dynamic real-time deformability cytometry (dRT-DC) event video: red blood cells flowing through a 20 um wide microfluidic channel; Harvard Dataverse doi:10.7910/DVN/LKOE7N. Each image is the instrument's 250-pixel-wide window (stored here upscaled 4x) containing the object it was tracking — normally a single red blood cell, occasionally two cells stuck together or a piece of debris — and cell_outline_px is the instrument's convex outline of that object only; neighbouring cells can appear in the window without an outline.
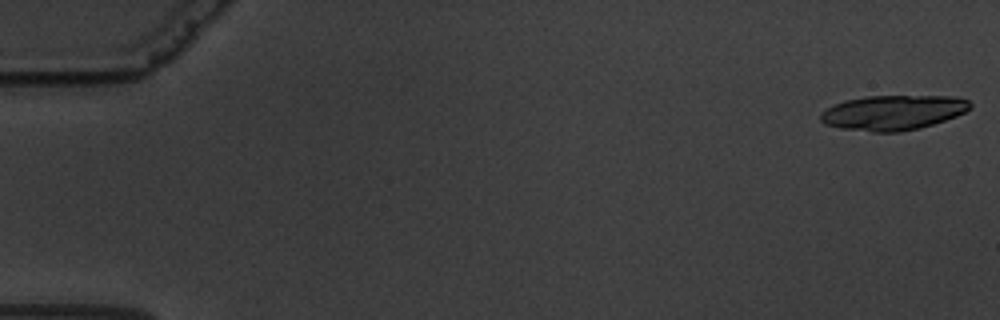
{"species": "common noctule bat (a hibernating species)", "species_latin": "Nyctalus noctula", "temperature_condition": "warm", "stored_images_in_passage": 17, "camera_frame_rate_fps": 3000, "um_per_image_px": 0.085, "animal": {"sex": "male", "body_mass_g": 19.5, "forearm_length_mm": 54.6}, "frame": {"image": 1, "passage_image": 1, "time_ms": 0.0, "image_size_px": [1000, 320], "cell_outline_px": [[972, 108], [956, 116], [920, 128], [900, 132], [872, 132], [840, 128], [824, 124], [820, 120], [820, 112], [832, 104], [844, 100], [864, 96], [952, 96], [968, 100], [972, 104]], "centroid_in_image_um": [75.87, 9.56], "position_along_channel_um": 9.1, "area_um2": 30.63}}